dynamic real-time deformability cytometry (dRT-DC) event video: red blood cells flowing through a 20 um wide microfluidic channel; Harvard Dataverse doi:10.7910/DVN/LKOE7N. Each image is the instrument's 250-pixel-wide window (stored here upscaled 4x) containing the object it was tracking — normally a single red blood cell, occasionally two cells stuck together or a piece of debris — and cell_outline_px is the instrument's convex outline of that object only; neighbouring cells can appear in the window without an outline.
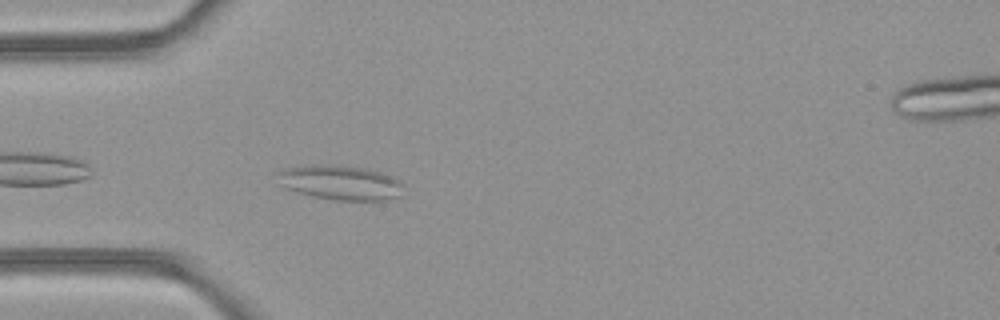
{"species": "common noctule bat (a hibernating species)", "species_latin": "Nyctalus noctula", "temperature_condition": "room temperature", "stored_images_in_passage": 36, "camera_frame_rate_fps": 3000, "um_per_image_px": 0.085, "animal": {"sex": "female", "body_mass_g": 21.9}, "frame": {"image": 1, "passage_image": 2, "time_ms": 0.333, "image_size_px": [1000, 320], "cell_outline_px": [[404, 196], [388, 200], [332, 200], [312, 196], [296, 192], [284, 188], [276, 184], [276, 172], [284, 168], [312, 164], [324, 164], [364, 168], [380, 172], [400, 180], [404, 184]], "centroid_in_image_um": [28.9, 15.53], "position_along_channel_um": 56.1, "area_um2": 26.13}}
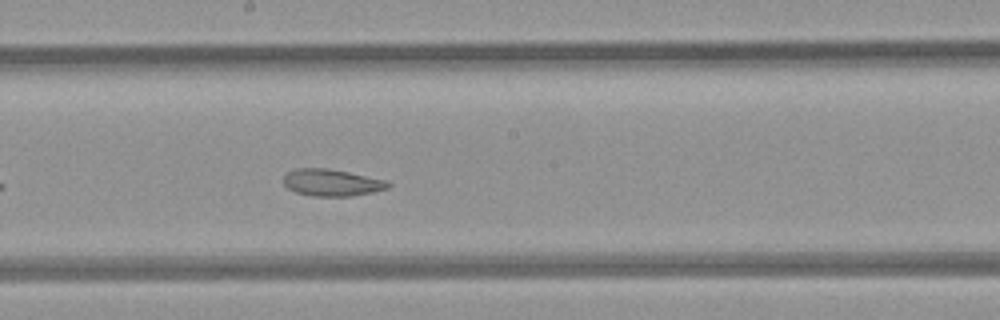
{"frame": {"image": 2, "passage_image": 14, "time_ms": 4.333, "image_size_px": [1000, 320], "cell_outline_px": [[392, 184], [388, 188], [372, 192], [352, 196], [312, 196], [296, 192], [288, 188], [284, 184], [284, 176], [288, 172], [296, 168], [328, 168], [388, 180]], "centroid_in_image_um": [28.22, 15.52], "position_along_channel_um": 220.0, "area_um2": 16.42}}
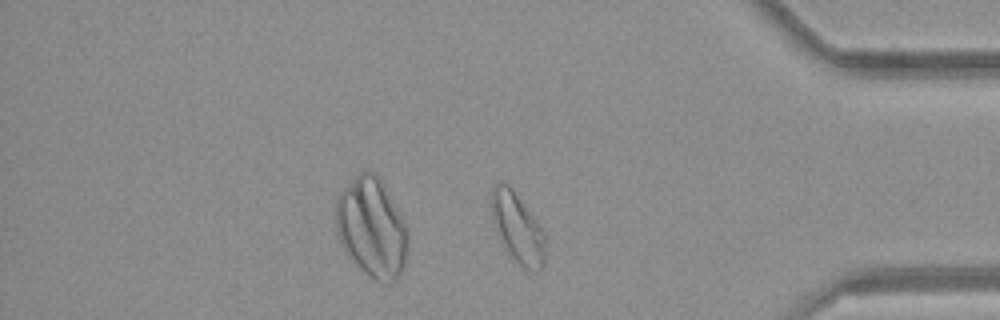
{"frame": {"image": 3, "passage_image": 28, "time_ms": 9.0, "image_size_px": [1000, 320], "cell_outline_px": [[544, 264], [536, 272], [524, 268], [508, 252], [500, 236], [492, 216], [492, 188], [500, 180], [508, 184], [512, 188], [536, 220], [544, 232]], "centroid_in_image_um": [44.01, 19.35], "position_along_channel_um": 391.2, "area_um2": 21.15}, "authors_computed_cell_mechanics": {"area_um2": 18.9584, "velocity_mm_per_s": 4.2266, "shape_relaxation_time_tau1_ms": null, "shape_relaxation_time_tau2_ms": 3.026, "deformation_change_tau1": null, "deformation_change_tau2": 0.1005}}